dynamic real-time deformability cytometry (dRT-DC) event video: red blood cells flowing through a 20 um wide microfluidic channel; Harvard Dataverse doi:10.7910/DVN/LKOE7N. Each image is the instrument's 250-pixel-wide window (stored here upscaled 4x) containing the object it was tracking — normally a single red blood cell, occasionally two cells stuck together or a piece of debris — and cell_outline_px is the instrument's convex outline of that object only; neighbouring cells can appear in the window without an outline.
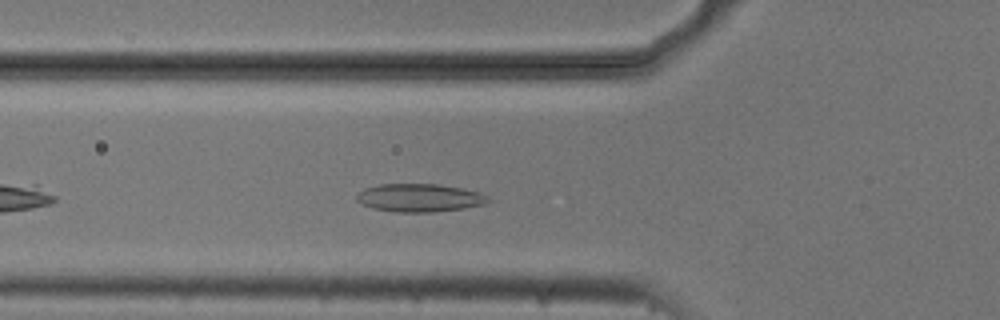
{"species": "common noctule bat (a hibernating species)", "species_latin": "Nyctalus noctula", "temperature_condition": "cold", "stored_images_in_passage": 34, "camera_frame_rate_fps": 3000, "um_per_image_px": 0.085, "animal": {"sex": "male", "body_mass_g": 20.5, "forearm_length_mm": 52.5}, "frame": {"image": 1, "passage_image": 7, "time_ms": 2.0, "image_size_px": [1000, 320], "cell_outline_px": [[492, 200], [484, 204], [464, 208], [432, 212], [392, 212], [372, 208], [356, 200], [356, 196], [364, 188], [380, 184], [440, 184], [480, 192], [488, 196]], "centroid_in_image_um": [35.67, 16.81], "position_along_channel_um": 90.1, "area_um2": 21.56}}
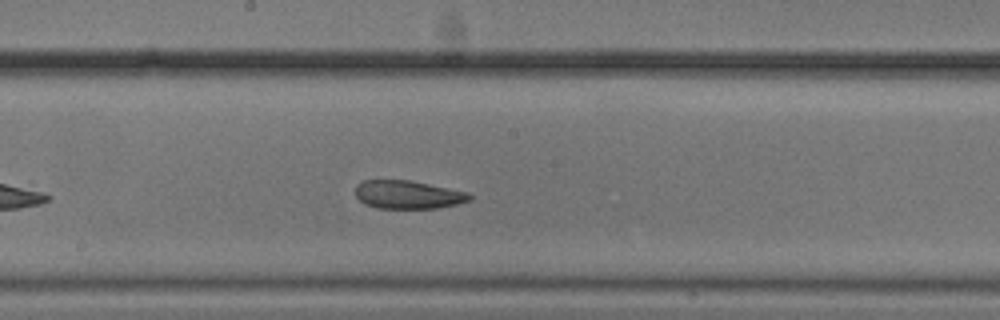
{"frame": {"image": 2, "passage_image": 17, "time_ms": 5.333, "image_size_px": [1000, 320], "cell_outline_px": [[472, 200], [456, 204], [436, 208], [376, 208], [364, 204], [356, 196], [356, 184], [364, 180], [408, 180], [468, 192], [472, 196]], "centroid_in_image_um": [34.66, 16.55], "position_along_channel_um": 213.5, "area_um2": 18.73}}
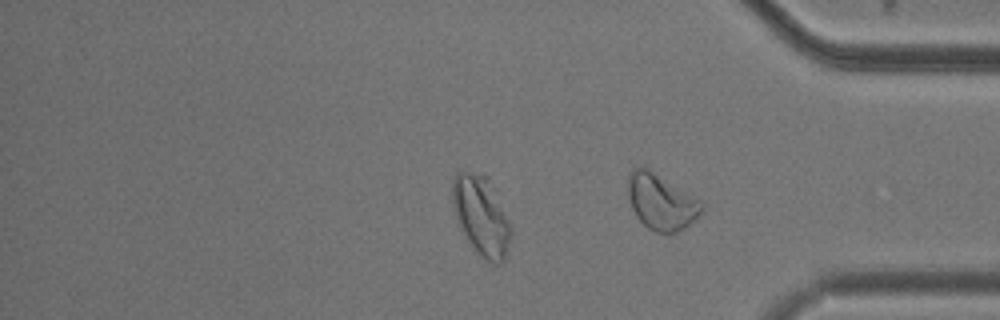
{"frame": {"image": 3, "passage_image": 31, "time_ms": 10.0, "image_size_px": [1000, 320], "cell_outline_px": [[512, 236], [504, 260], [500, 264], [496, 264], [480, 256], [468, 240], [460, 228], [452, 204], [452, 180], [456, 172], [472, 172], [488, 176], [496, 188]], "centroid_in_image_um": [40.9, 18.3], "position_along_channel_um": 394.3, "area_um2": 26.99}, "authors_computed_cell_mechanics": {"area_um2": 20.4612, "velocity_mm_per_s": 3.6812, "shape_relaxation_time_tau1_ms": null, "shape_relaxation_time_tau2_ms": 2.2207, "deformation_change_tau1": null, "deformation_change_tau2": 0.0852}}